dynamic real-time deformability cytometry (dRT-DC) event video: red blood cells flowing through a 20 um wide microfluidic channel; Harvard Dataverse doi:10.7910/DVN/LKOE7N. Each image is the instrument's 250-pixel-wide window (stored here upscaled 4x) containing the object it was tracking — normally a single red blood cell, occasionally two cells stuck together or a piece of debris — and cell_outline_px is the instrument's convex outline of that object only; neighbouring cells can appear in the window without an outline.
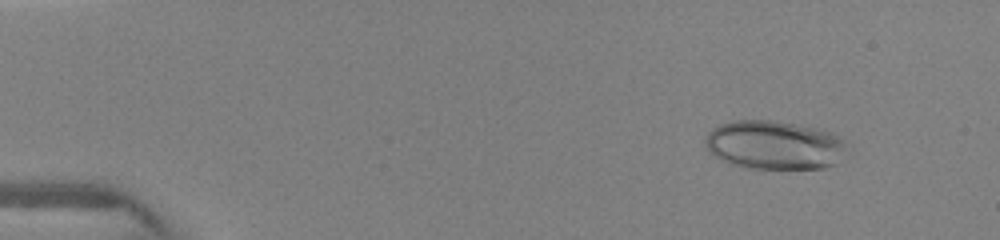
{"species": "human", "species_latin": "Homo sapiens", "temperature_condition": "warm", "stored_images_in_passage": 28, "camera_frame_rate_fps": 3000, "um_per_image_px": 0.085, "donor": {"sex": "female"}, "frame": {"image": 1, "passage_image": 1, "time_ms": 0.0, "image_size_px": [1000, 240], "cell_outline_px": [[852, 144], [836, 164], [824, 168], [744, 168], [732, 164], [708, 152], [704, 144], [704, 140], [708, 132], [712, 128], [720, 124], [736, 120], [772, 120], [832, 132]], "centroid_in_image_um": [65.84, 12.33], "position_along_channel_um": 19.2, "area_um2": 40.52}}
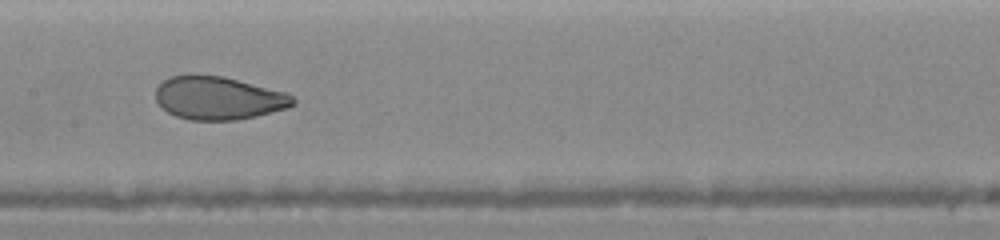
{"frame": {"image": 2, "passage_image": 18, "time_ms": 6.333, "image_size_px": [1000, 240], "cell_outline_px": [[296, 104], [288, 108], [256, 116], [236, 120], [188, 120], [176, 116], [168, 112], [156, 100], [156, 88], [168, 76], [224, 76], [288, 92], [296, 100]], "centroid_in_image_um": [18.62, 8.35], "position_along_channel_um": 188.8, "area_um2": 34.45}}
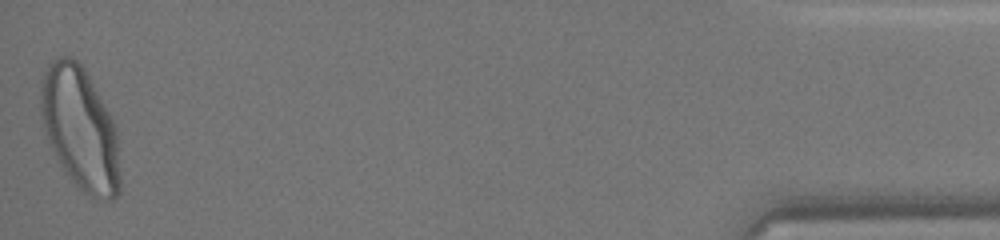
{"frame": {"image": 3, "passage_image": 28, "time_ms": 13.667, "image_size_px": [1000, 240], "cell_outline_px": [[120, 196], [112, 200], [104, 200], [92, 196], [84, 192], [76, 184], [60, 164], [52, 148], [44, 124], [40, 108], [40, 80], [48, 64], [52, 60], [60, 56], [72, 56], [84, 68], [108, 112], [116, 128], [120, 176]], "centroid_in_image_um": [6.82, 10.92], "position_along_channel_um": 428.4, "area_um2": 56.12}}